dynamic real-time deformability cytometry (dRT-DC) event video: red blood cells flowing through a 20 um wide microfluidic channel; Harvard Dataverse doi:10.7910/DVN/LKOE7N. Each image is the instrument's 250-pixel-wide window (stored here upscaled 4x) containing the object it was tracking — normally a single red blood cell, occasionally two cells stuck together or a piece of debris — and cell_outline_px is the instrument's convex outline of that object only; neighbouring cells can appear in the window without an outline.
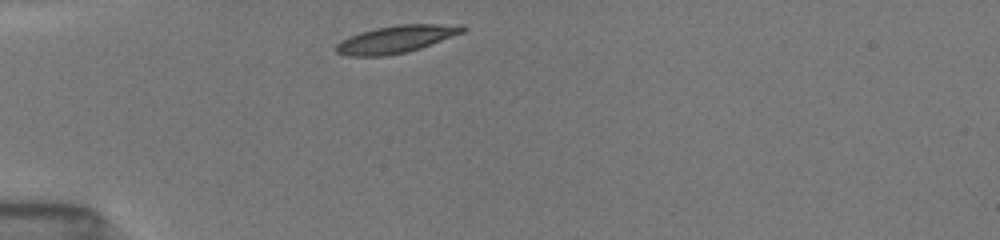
{"species": "common noctule bat (a hibernating species)", "species_latin": "Nyctalus noctula", "temperature_condition": "room temperature", "stored_images_in_passage": 5, "camera_frame_rate_fps": 3000, "um_per_image_px": 0.085, "animal": {"sex": "female", "body_mass_g": 19.5, "forearm_length_mm": 54.1}, "frame": {"image": 1, "passage_image": 1, "time_ms": 0.0, "image_size_px": [1000, 240], "cell_outline_px": [[468, 28], [464, 32], [420, 48], [408, 52], [384, 56], [348, 56], [336, 52], [336, 44], [340, 40], [360, 32], [376, 28], [396, 24], [464, 24]], "centroid_in_image_um": [33.69, 3.32], "position_along_channel_um": 51.3, "area_um2": 20.35}}
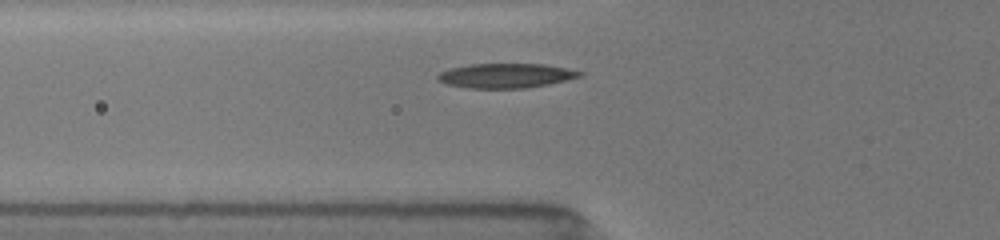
{"frame": {"image": 2, "passage_image": 3, "time_ms": 0.667, "image_size_px": [1000, 240], "cell_outline_px": [[584, 76], [548, 84], [528, 88], [468, 88], [444, 84], [436, 80], [436, 76], [440, 72], [448, 68], [472, 64], [544, 64], [584, 72]], "centroid_in_image_um": [42.96, 6.43], "position_along_channel_um": 82.8, "area_um2": 20.46}}
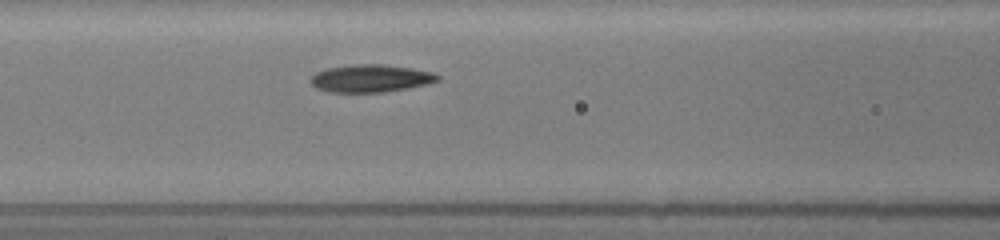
{"frame": {"image": 3, "passage_image": 5, "time_ms": 1.333, "image_size_px": [1000, 240], "cell_outline_px": [[440, 80], [428, 84], [408, 88], [384, 92], [328, 92], [316, 88], [308, 80], [316, 72], [328, 68], [352, 64], [384, 64], [432, 72], [440, 76]], "centroid_in_image_um": [31.49, 6.66], "position_along_channel_um": 135.1, "area_um2": 20.46}}